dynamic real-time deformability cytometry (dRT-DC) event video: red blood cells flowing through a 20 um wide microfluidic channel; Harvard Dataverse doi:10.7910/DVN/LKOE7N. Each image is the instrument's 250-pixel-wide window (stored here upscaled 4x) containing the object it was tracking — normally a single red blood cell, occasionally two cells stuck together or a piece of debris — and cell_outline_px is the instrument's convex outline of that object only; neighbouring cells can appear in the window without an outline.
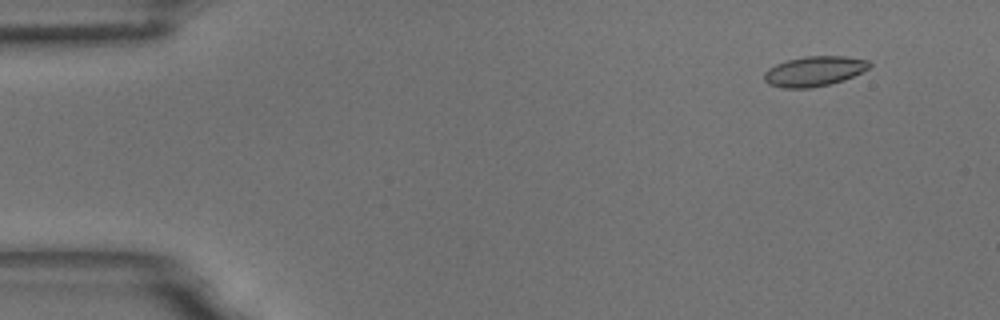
{"species": "common noctule bat (a hibernating species)", "species_latin": "Nyctalus noctula", "temperature_condition": "room temperature", "stored_images_in_passage": 10, "camera_frame_rate_fps": 3000, "um_per_image_px": 0.085, "animal": {"sex": "male", "body_mass_g": 18.8}, "frame": {"image": 1, "passage_image": 1, "time_ms": 0.0, "image_size_px": [1000, 320], "cell_outline_px": [[872, 64], [868, 68], [844, 80], [828, 84], [808, 88], [784, 88], [768, 84], [764, 80], [764, 72], [768, 68], [776, 64], [788, 60], [804, 56], [844, 56], [868, 60]], "centroid_in_image_um": [69.18, 6.05], "position_along_channel_um": 15.8, "area_um2": 18.26}}
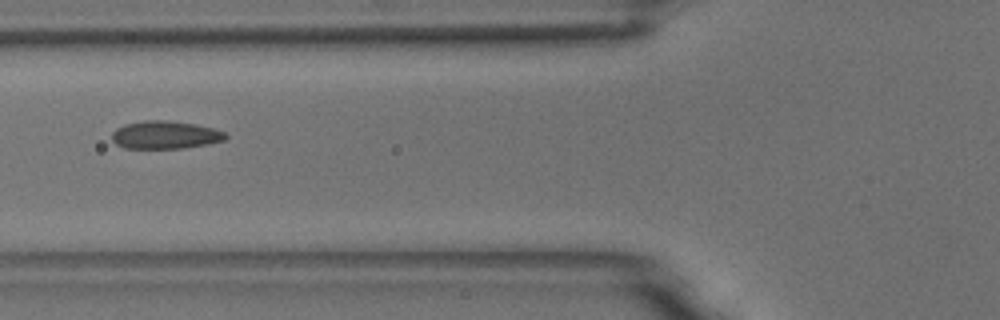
{"frame": {"image": 2, "passage_image": 6, "time_ms": 1.667, "image_size_px": [1000, 320], "cell_outline_px": [[228, 136], [224, 140], [208, 144], [184, 148], [124, 148], [116, 144], [112, 140], [112, 132], [116, 128], [124, 124], [144, 120], [164, 120], [196, 124], [212, 128], [224, 132]], "centroid_in_image_um": [14.02, 11.46], "position_along_channel_um": 111.8, "area_um2": 18.5}}
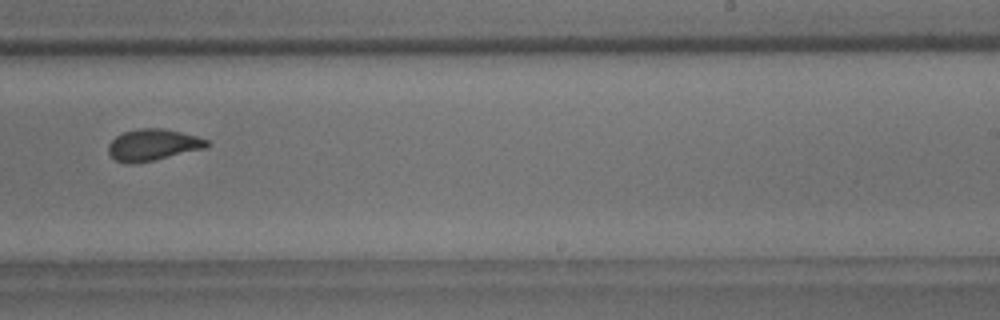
{"frame": {"image": 3, "passage_image": 10, "time_ms": 3.0, "image_size_px": [1000, 320], "cell_outline_px": [[212, 144], [208, 148], [136, 164], [124, 164], [116, 160], [108, 152], [108, 144], [116, 136], [124, 132], [140, 128], [164, 128], [196, 136], [208, 140]], "centroid_in_image_um": [13.02, 12.32], "position_along_channel_um": 276.0, "area_um2": 18.32}}